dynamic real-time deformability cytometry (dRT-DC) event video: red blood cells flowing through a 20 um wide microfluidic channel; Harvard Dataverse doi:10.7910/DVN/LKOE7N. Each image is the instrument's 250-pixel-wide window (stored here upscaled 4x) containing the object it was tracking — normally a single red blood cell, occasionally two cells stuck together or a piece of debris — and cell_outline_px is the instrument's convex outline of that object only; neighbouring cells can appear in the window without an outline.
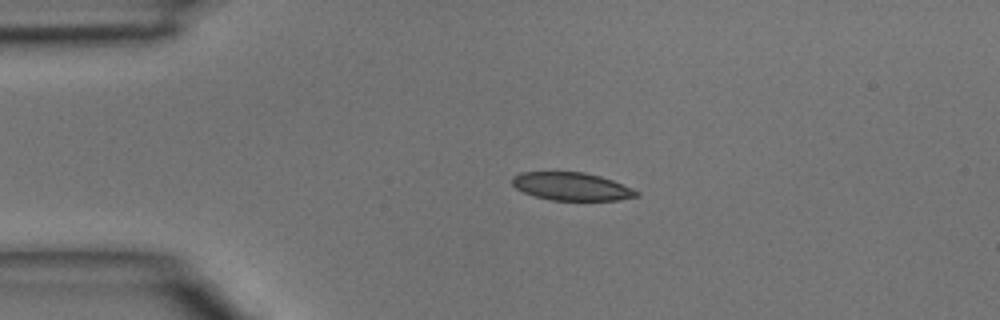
{"species": "common noctule bat (a hibernating species)", "species_latin": "Nyctalus noctula", "temperature_condition": "room temperature", "stored_images_in_passage": 2, "camera_frame_rate_fps": 3000, "um_per_image_px": 0.085, "animal": {"sex": "male", "body_mass_g": 15.6}, "frame": {"image": 1, "passage_image": 1, "time_ms": 0.0, "image_size_px": [1000, 320], "cell_outline_px": [[640, 196], [620, 200], [552, 200], [536, 196], [524, 192], [516, 188], [512, 184], [512, 176], [520, 172], [584, 172], [600, 176], [612, 180], [632, 188], [640, 192]], "centroid_in_image_um": [48.61, 15.85], "position_along_channel_um": 36.4, "area_um2": 20.23}}